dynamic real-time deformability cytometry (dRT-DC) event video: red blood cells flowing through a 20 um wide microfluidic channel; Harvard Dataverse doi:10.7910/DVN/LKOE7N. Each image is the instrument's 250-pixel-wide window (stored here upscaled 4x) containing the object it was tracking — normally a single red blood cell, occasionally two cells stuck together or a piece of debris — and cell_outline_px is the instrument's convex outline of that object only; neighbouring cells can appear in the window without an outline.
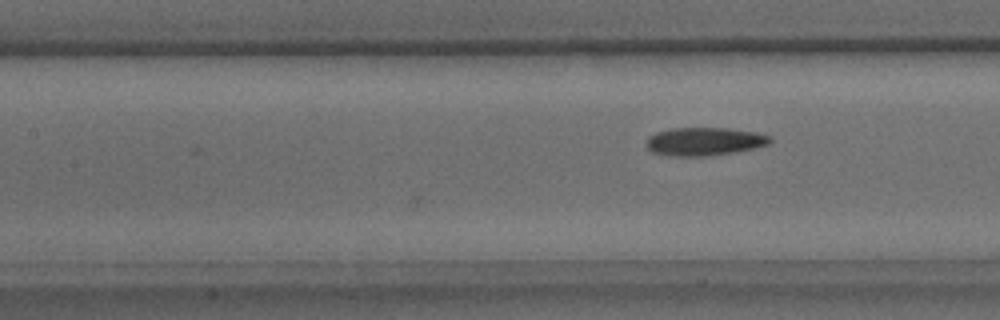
{"species": "common noctule bat (a hibernating species)", "species_latin": "Nyctalus noctula", "temperature_condition": "warm", "stored_images_in_passage": 13, "camera_frame_rate_fps": 3000, "um_per_image_px": 0.085, "animal": {"sex": "male", "body_mass_g": 15.6}, "frame": {"image": 1, "passage_image": 13, "time_ms": 4.0, "image_size_px": [1000, 320], "cell_outline_px": [[772, 140], [768, 144], [736, 152], [704, 156], [668, 156], [652, 152], [648, 148], [648, 136], [656, 132], [672, 128], [728, 128], [756, 132], [772, 136]], "centroid_in_image_um": [59.88, 12.02], "position_along_channel_um": 147.5, "area_um2": 20.29}}